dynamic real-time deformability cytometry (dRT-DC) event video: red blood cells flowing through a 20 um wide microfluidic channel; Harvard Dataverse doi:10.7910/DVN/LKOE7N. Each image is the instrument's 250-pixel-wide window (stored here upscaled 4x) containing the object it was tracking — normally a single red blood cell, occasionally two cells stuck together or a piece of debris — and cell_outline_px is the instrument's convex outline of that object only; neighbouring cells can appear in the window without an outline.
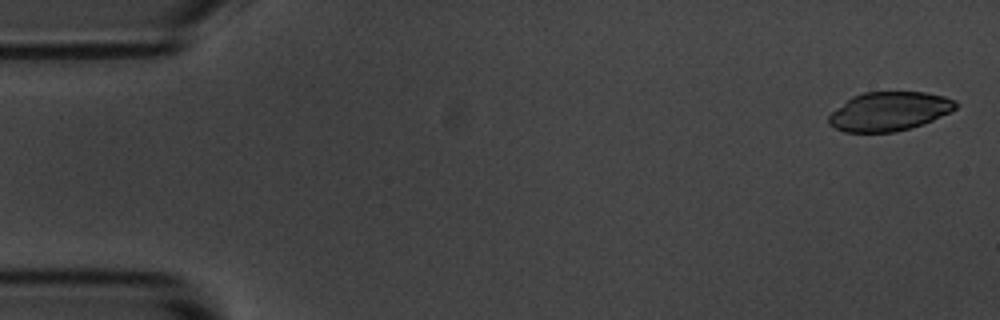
{"species": "common noctule bat (a hibernating species)", "species_latin": "Nyctalus noctula", "temperature_condition": "room temperature", "stored_images_in_passage": 4, "camera_frame_rate_fps": 3000, "um_per_image_px": 0.085, "animal": {"sex": "male", "body_mass_g": 20.1, "forearm_length_mm": 53.5}, "frame": {"image": 1, "passage_image": 1, "time_ms": 0.0, "image_size_px": [1000, 320], "cell_outline_px": [[960, 104], [956, 108], [932, 120], [912, 128], [892, 132], [844, 132], [828, 124], [828, 116], [836, 108], [852, 96], [864, 92], [924, 92], [944, 96], [956, 100]], "centroid_in_image_um": [75.58, 9.46], "position_along_channel_um": 9.4, "area_um2": 28.78}}